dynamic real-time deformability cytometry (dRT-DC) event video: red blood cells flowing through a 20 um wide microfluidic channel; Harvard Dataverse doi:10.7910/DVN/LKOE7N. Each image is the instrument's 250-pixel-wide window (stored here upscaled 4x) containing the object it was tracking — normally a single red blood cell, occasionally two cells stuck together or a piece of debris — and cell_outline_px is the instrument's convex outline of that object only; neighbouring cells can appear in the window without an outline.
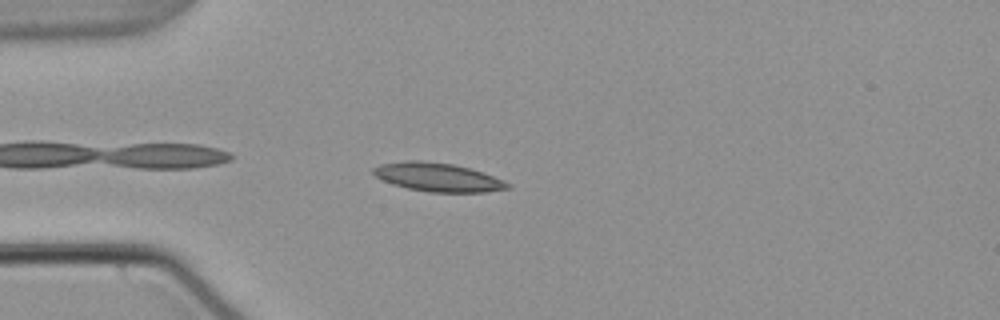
{"species": "common noctule bat (a hibernating species)", "species_latin": "Nyctalus noctula", "temperature_condition": "warm", "stored_images_in_passage": 42, "camera_frame_rate_fps": 3000, "um_per_image_px": 0.085, "animal": {"sex": "male", "body_mass_g": 21.5, "forearm_length_mm": 52.0}, "frame": {"image": 1, "passage_image": 3, "time_ms": 0.667, "image_size_px": [1000, 320], "cell_outline_px": [[512, 188], [484, 192], [428, 192], [408, 188], [392, 184], [376, 176], [372, 172], [372, 168], [380, 164], [408, 160], [420, 160], [452, 164], [468, 168], [504, 180], [512, 184]], "centroid_in_image_um": [37.22, 15.06], "position_along_channel_um": 47.8, "area_um2": 22.25}}
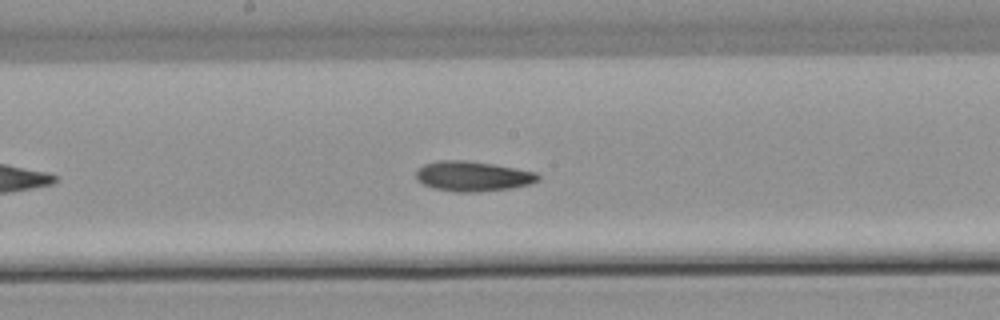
{"frame": {"image": 2, "passage_image": 17, "time_ms": 5.333, "image_size_px": [1000, 320], "cell_outline_px": [[540, 180], [528, 184], [512, 188], [480, 192], [456, 192], [432, 188], [416, 180], [416, 168], [424, 164], [436, 160], [464, 160], [492, 164], [536, 172], [540, 176]], "centroid_in_image_um": [40.14, 14.98], "position_along_channel_um": 208.1, "area_um2": 21.5}}
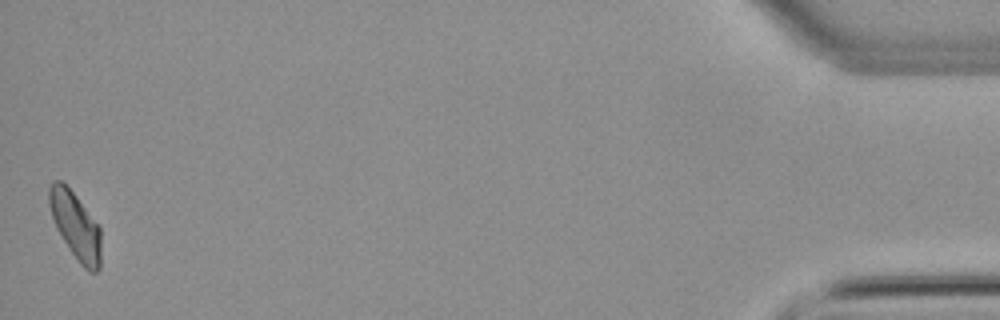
{"frame": {"image": 3, "passage_image": 42, "time_ms": 13.667, "image_size_px": [1000, 320], "cell_outline_px": [[100, 268], [96, 272], [88, 272], [80, 264], [56, 228], [48, 204], [48, 188], [56, 180], [60, 180], [76, 196], [100, 228]], "centroid_in_image_um": [6.41, 19.2], "position_along_channel_um": 428.8, "area_um2": 19.83}, "authors_computed_cell_mechanics": {"area_um2": 20.4901, "velocity_mm_per_s": 3.7925, "shape_relaxation_time_tau1_ms": null, "shape_relaxation_time_tau2_ms": 4.9695, "deformation_change_tau1": null, "deformation_change_tau2": 0.1167}}